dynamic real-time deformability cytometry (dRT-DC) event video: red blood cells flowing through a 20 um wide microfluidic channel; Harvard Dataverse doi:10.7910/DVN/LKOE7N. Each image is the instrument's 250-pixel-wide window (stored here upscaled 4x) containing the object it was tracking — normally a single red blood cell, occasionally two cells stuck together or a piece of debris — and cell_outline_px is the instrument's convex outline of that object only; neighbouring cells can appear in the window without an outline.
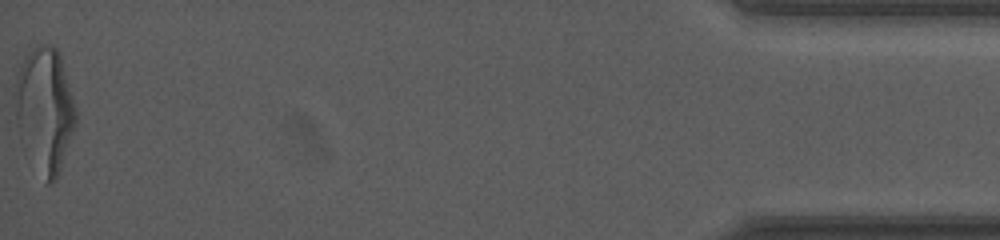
{"species": "human", "species_latin": "Homo sapiens", "temperature_condition": "room temperature", "stored_images_in_passage": 59, "segment_of_instrument_passage": [2, 2], "camera_frame_rate_fps": 3000, "um_per_image_px": 0.085, "donor": {"sex": "female"}, "frame": {"image": 1, "passage_image": 59, "time_ms": 19.333, "image_size_px": [1000, 240], "cell_outline_px": [[72, 124], [56, 172], [52, 180], [48, 180], [44, 60], [52, 48], [56, 52], [60, 60], [72, 104]], "centroid_in_image_um": [4.78, 9.45], "position_along_channel_um": 430.4, "area_um2": 17.57}}